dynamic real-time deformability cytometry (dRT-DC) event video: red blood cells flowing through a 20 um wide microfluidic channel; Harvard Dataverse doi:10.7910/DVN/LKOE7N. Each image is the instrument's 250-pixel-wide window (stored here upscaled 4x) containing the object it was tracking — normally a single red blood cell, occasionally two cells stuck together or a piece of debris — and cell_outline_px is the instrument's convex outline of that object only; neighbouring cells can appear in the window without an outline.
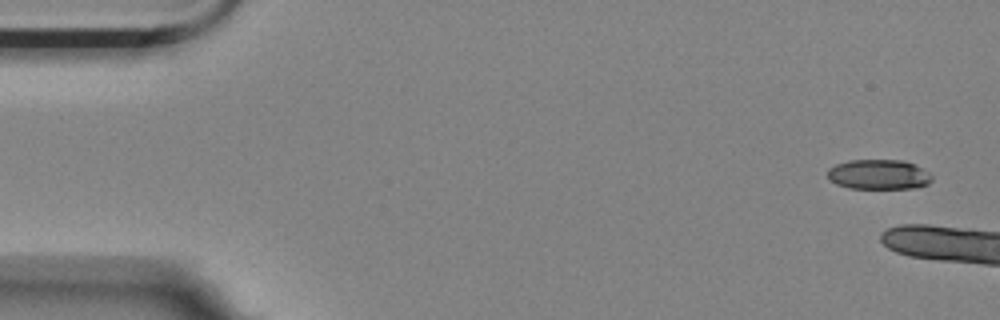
{"species": "Egyptian fruit bat (a non-hibernating species)", "species_latin": "Rousettus aegyptiacus", "temperature_condition": "room temperature", "stored_images_in_passage": 3, "camera_frame_rate_fps": 3000, "um_per_image_px": 0.085, "animal": {"sex": "female"}, "frame": {"image": 1, "passage_image": 1, "time_ms": 0.0, "image_size_px": [1000, 320], "cell_outline_px": [[932, 180], [928, 184], [916, 188], [848, 188], [836, 184], [828, 176], [828, 168], [836, 164], [848, 160], [904, 160], [928, 172], [932, 176]], "centroid_in_image_um": [74.68, 14.83], "position_along_channel_um": 10.3, "area_um2": 18.09}}